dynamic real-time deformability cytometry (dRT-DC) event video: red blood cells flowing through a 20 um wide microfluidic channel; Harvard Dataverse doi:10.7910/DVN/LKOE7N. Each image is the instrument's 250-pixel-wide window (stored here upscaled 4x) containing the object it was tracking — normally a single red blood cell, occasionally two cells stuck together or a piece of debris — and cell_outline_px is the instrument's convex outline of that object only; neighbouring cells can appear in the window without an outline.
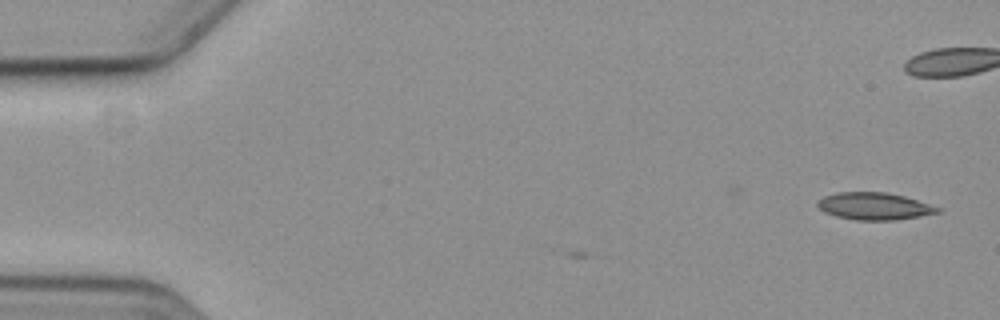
{"species": "common noctule bat (a hibernating species)", "species_latin": "Nyctalus noctula", "temperature_condition": "cold", "stored_images_in_passage": 3, "camera_frame_rate_fps": 3000, "um_per_image_px": 0.085, "animal": {"sex": "female", "body_mass_g": 19.3, "forearm_length_mm": 54.1}, "frame": {"image": 1, "passage_image": 3, "time_ms": 2.333, "image_size_px": [1000, 320], "cell_outline_px": [[940, 212], [892, 220], [856, 220], [836, 216], [824, 212], [816, 204], [824, 196], [836, 192], [888, 192], [904, 196], [940, 208]], "centroid_in_image_um": [74.26, 17.51], "position_along_channel_um": 10.7, "area_um2": 18.73}}